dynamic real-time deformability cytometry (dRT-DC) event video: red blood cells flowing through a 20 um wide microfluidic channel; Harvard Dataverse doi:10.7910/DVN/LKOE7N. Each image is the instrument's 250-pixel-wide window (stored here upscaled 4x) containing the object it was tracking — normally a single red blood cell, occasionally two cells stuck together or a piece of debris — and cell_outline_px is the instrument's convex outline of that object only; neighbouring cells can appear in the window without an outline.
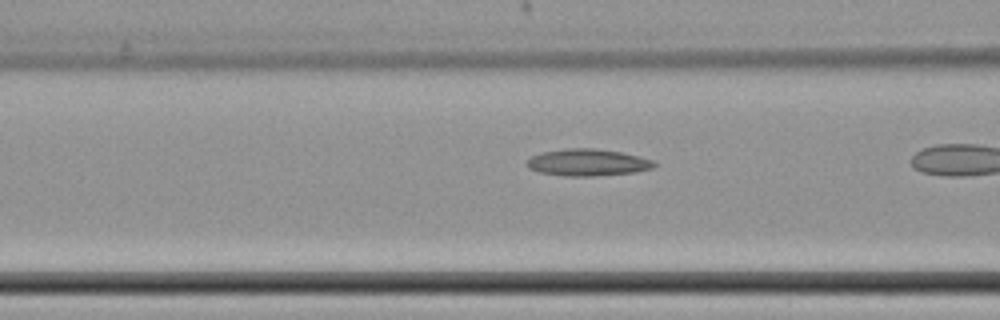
{"species": "common noctule bat (a hibernating species)", "species_latin": "Nyctalus noctula", "temperature_condition": "cold", "stored_images_in_passage": 7, "camera_frame_rate_fps": 3000, "um_per_image_px": 0.085, "animal": {"sex": "female", "body_mass_g": 22.7, "forearm_length_mm": 54.2}, "frame": {"image": 1, "passage_image": 5, "time_ms": 1.333, "image_size_px": [1000, 320], "cell_outline_px": [[660, 164], [652, 168], [636, 172], [592, 176], [564, 176], [540, 172], [528, 168], [524, 164], [532, 156], [544, 152], [564, 148], [596, 148], [620, 152], [640, 156], [652, 160]], "centroid_in_image_um": [49.97, 13.81], "position_along_channel_um": 116.6, "area_um2": 20.06}}